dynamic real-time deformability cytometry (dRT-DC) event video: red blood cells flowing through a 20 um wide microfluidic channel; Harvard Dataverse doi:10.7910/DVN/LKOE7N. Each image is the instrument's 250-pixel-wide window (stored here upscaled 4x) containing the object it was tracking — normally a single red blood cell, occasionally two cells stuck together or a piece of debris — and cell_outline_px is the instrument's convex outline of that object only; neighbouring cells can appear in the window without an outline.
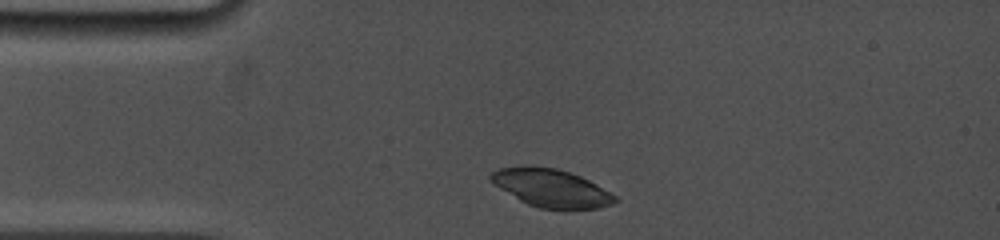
{"species": "common noctule bat (a hibernating species)", "species_latin": "Nyctalus noctula", "temperature_condition": "cold", "stored_images_in_passage": 54, "camera_frame_rate_fps": 5000, "um_per_image_px": 0.085, "animal": {"sex": "female", "body_mass_g": 19.0, "forearm_length_mm": 53.3}, "frame": {"image": 1, "passage_image": 1, "time_ms": 0.0, "image_size_px": [1000, 240], "cell_outline_px": [[620, 200], [612, 204], [600, 208], [540, 208], [528, 204], [520, 200], [500, 188], [488, 176], [492, 172], [500, 168], [556, 168], [580, 176], [596, 184], [616, 196]], "centroid_in_image_um": [46.91, 16.01], "position_along_channel_um": 38.1, "area_um2": 26.41}}
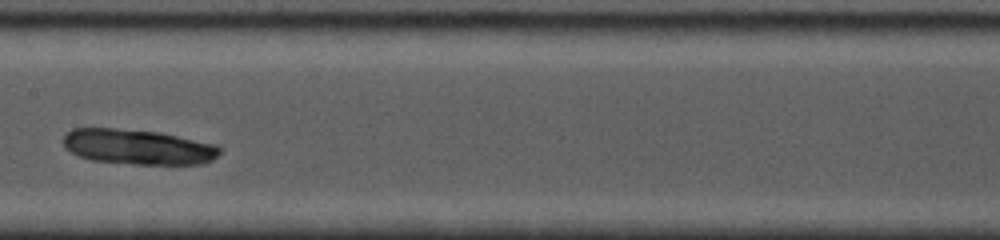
{"frame": {"image": 2, "passage_image": 30, "time_ms": 4.8, "image_size_px": [1000, 240], "cell_outline_px": [[224, 148], [212, 160], [204, 164], [136, 164], [92, 160], [80, 156], [64, 148], [64, 132], [72, 128], [116, 128], [160, 132], [216, 144]], "centroid_in_image_um": [11.74, 12.47], "position_along_channel_um": 195.7, "area_um2": 32.25}}
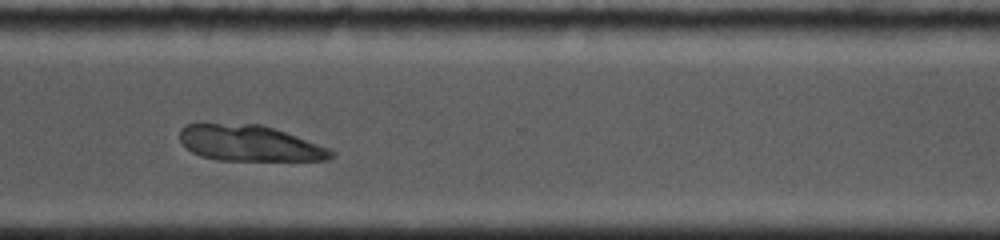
{"frame": {"image": 3, "passage_image": 53, "time_ms": 8.8, "image_size_px": [1000, 240], "cell_outline_px": [[336, 156], [328, 160], [216, 160], [200, 156], [184, 148], [180, 140], [180, 128], [188, 124], [260, 124], [284, 132], [328, 148], [336, 152]], "centroid_in_image_um": [21.18, 12.19], "position_along_channel_um": 349.4, "area_um2": 31.44}}